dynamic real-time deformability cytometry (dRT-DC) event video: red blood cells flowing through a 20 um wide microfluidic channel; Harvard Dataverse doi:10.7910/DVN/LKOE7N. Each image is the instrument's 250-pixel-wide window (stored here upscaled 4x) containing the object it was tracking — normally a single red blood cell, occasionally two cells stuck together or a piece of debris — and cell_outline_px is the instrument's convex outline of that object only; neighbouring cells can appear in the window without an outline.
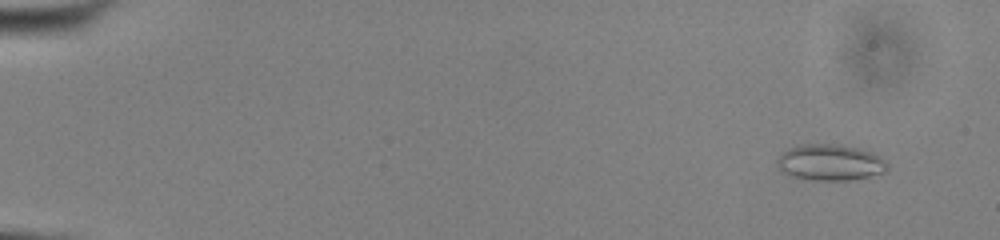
{"species": "common noctule bat (a hibernating species)", "species_latin": "Nyctalus noctula", "temperature_condition": "cold", "stored_images_in_passage": 55, "camera_frame_rate_fps": 3000, "um_per_image_px": 0.085, "animal": {"sex": "male", "body_mass_g": 13.0, "forearm_length_mm": 53.1}, "frame": {"image": 1, "passage_image": 5, "time_ms": 1.333, "image_size_px": [1000, 240], "cell_outline_px": [[888, 168], [884, 172], [852, 180], [812, 180], [796, 176], [780, 168], [776, 164], [776, 160], [788, 148], [800, 144], [840, 144], [872, 152], [880, 156], [888, 164]], "centroid_in_image_um": [70.6, 13.79], "position_along_channel_um": 14.4, "area_um2": 22.89}}
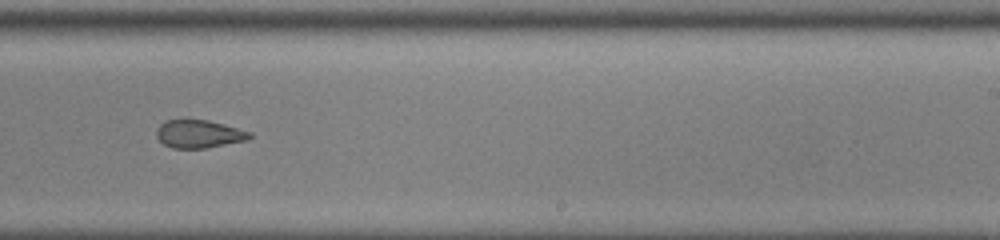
{"frame": {"image": 2, "passage_image": 36, "time_ms": 11.667, "image_size_px": [1000, 240], "cell_outline_px": [[252, 136], [248, 140], [208, 148], [172, 148], [164, 144], [156, 136], [156, 128], [160, 124], [168, 120], [208, 120], [224, 124], [252, 132]], "centroid_in_image_um": [16.93, 11.39], "position_along_channel_um": 272.1, "area_um2": 15.26}}
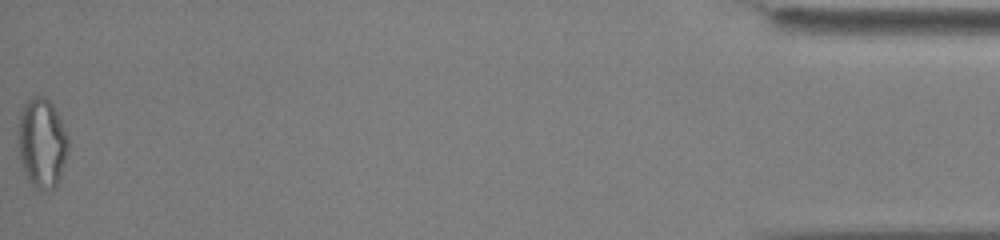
{"frame": {"image": 3, "passage_image": 55, "time_ms": 18.0, "image_size_px": [1000, 240], "cell_outline_px": [[68, 148], [64, 164], [60, 176], [56, 184], [52, 188], [36, 188], [28, 180], [24, 172], [20, 160], [16, 136], [20, 112], [24, 100], [32, 96], [44, 96], [56, 108], [60, 116], [68, 136]], "centroid_in_image_um": [3.53, 12.07], "position_along_channel_um": 431.7, "area_um2": 26.53}, "authors_computed_cell_mechanics": {"area_um2": 18.4382, "velocity_mm_per_s": 3.8994, "shape_relaxation_time_tau1_ms": null, "shape_relaxation_time_tau2_ms": 1.9996, "deformation_change_tau1": null, "deformation_change_tau2": 0.0602}}